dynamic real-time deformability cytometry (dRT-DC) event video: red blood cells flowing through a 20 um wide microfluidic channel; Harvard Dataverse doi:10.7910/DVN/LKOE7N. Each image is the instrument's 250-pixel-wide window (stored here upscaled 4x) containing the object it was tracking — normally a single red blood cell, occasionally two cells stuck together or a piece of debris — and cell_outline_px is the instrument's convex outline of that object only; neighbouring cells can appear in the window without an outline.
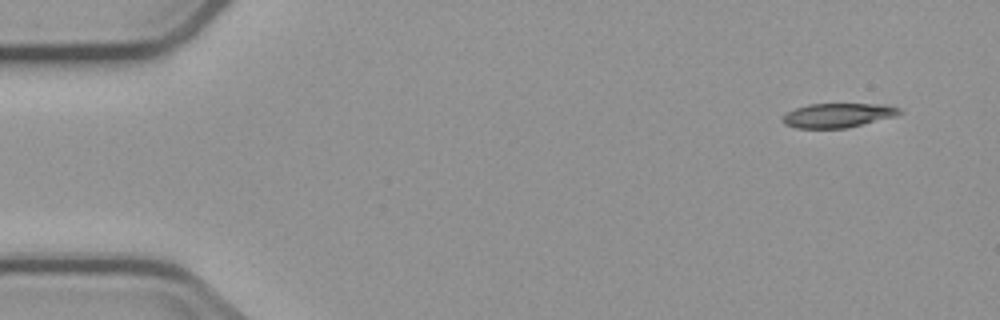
{"species": "common noctule bat (a hibernating species)", "species_latin": "Nyctalus noctula", "temperature_condition": "cold", "stored_images_in_passage": 5, "camera_frame_rate_fps": 3000, "um_per_image_px": 0.085, "animal": {"sex": "male", "body_mass_g": 23.1, "forearm_length_mm": 52.7}, "frame": {"image": 1, "passage_image": 1, "time_ms": 0.0, "image_size_px": [1000, 320], "cell_outline_px": [[904, 112], [896, 116], [848, 128], [796, 128], [784, 124], [780, 120], [784, 112], [808, 104], [888, 104], [900, 108]], "centroid_in_image_um": [71.21, 9.8], "position_along_channel_um": 13.8, "area_um2": 16.88}}
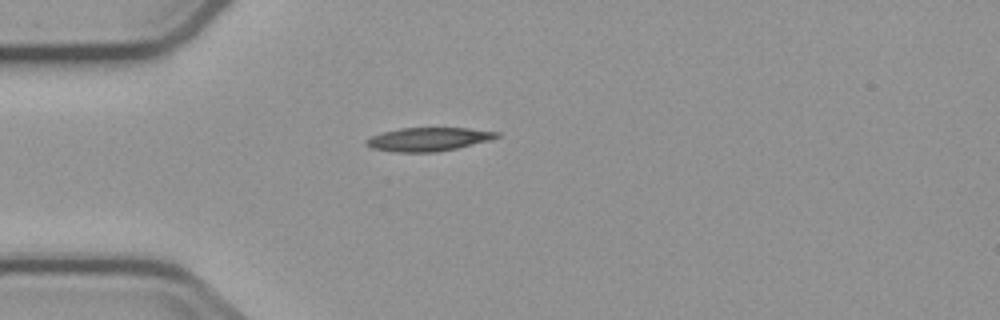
{"frame": {"image": 2, "passage_image": 4, "time_ms": 3.667, "image_size_px": [1000, 320], "cell_outline_px": [[500, 136], [492, 140], [456, 148], [436, 152], [396, 152], [372, 148], [364, 144], [364, 140], [372, 136], [384, 132], [400, 128], [468, 128], [500, 132]], "centroid_in_image_um": [36.43, 11.83], "position_along_channel_um": 48.6, "area_um2": 17.92}}